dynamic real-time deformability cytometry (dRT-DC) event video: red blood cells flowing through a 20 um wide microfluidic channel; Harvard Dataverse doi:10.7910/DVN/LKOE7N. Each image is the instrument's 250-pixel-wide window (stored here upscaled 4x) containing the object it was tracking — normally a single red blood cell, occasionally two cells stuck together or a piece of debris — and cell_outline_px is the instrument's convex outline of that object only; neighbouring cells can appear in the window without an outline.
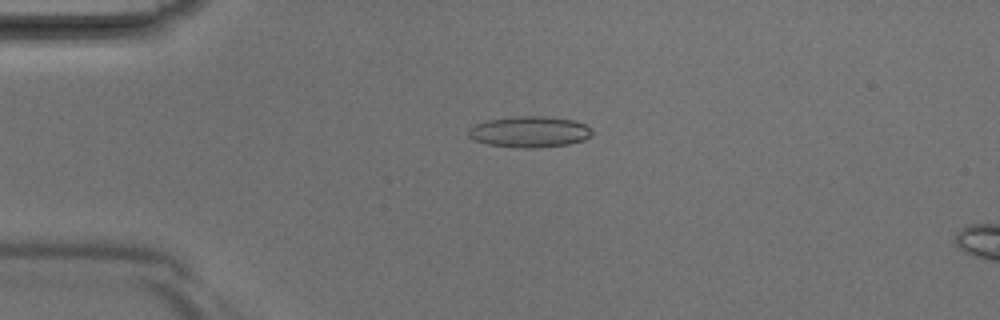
{"species": "Egyptian fruit bat (a non-hibernating species)", "species_latin": "Rousettus aegyptiacus", "temperature_condition": "room temperature", "stored_images_in_passage": 42, "camera_frame_rate_fps": 3000, "um_per_image_px": 0.085, "animal": {"sex": "male"}, "frame": {"image": 1, "passage_image": 10, "time_ms": 3.0, "image_size_px": [1000, 320], "cell_outline_px": [[592, 136], [584, 140], [568, 144], [536, 148], [516, 148], [488, 144], [476, 140], [468, 136], [468, 128], [484, 120], [516, 116], [544, 116], [576, 120], [584, 124], [592, 132]], "centroid_in_image_um": [45.0, 11.2], "position_along_channel_um": 40.0, "area_um2": 22.54}}
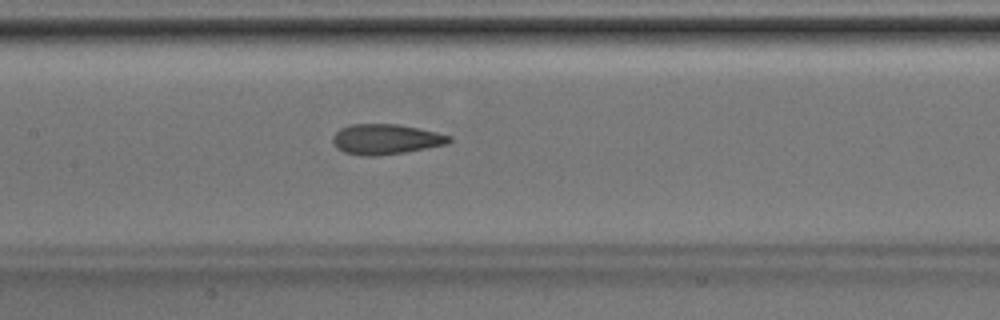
{"frame": {"image": 2, "passage_image": 20, "time_ms": 6.333, "image_size_px": [1000, 320], "cell_outline_px": [[452, 140], [448, 144], [404, 152], [376, 156], [360, 156], [344, 152], [336, 148], [332, 140], [332, 136], [340, 128], [352, 124], [396, 124], [420, 128], [452, 136]], "centroid_in_image_um": [32.78, 11.83], "position_along_channel_um": 174.6, "area_um2": 20.63}}
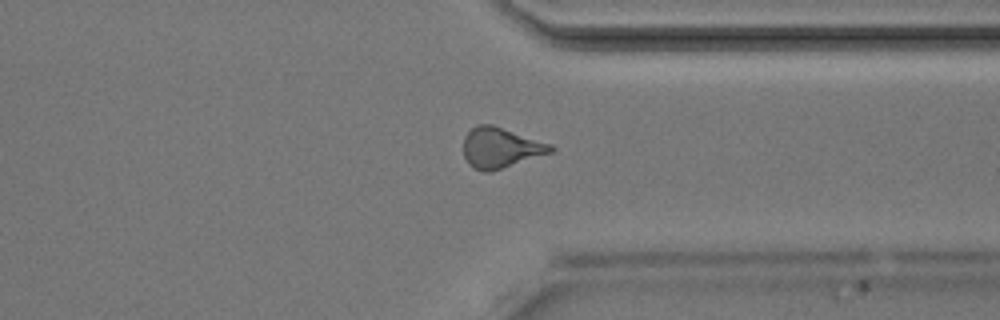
{"frame": {"image": 3, "passage_image": 32, "time_ms": 10.333, "image_size_px": [1000, 320], "cell_outline_px": [[556, 148], [552, 152], [492, 172], [484, 172], [472, 168], [468, 164], [464, 156], [464, 136], [476, 124], [492, 124], [552, 144]], "centroid_in_image_um": [42.54, 12.57], "position_along_channel_um": 368.9, "area_um2": 20.75}}